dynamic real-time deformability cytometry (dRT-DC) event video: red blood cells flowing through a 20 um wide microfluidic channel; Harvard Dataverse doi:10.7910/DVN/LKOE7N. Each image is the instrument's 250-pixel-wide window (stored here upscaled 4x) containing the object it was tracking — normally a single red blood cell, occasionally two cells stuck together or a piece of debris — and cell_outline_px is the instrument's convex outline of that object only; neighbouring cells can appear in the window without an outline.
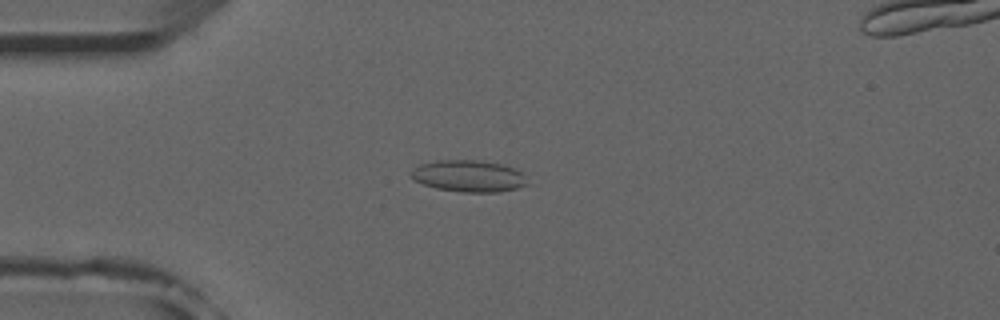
{"species": "common noctule bat (a hibernating species)", "species_latin": "Nyctalus noctula", "temperature_condition": "room temperature", "stored_images_in_passage": 53, "segment_of_instrument_passage": [1, 2], "camera_frame_rate_fps": 3000, "um_per_image_px": 0.085, "animal": {"sex": "male", "forearm_length_mm": 52.5}, "frame": {"image": 1, "passage_image": 13, "time_ms": 4.0, "image_size_px": [1000, 320], "cell_outline_px": [[528, 184], [516, 188], [500, 192], [464, 192], [436, 188], [412, 180], [408, 172], [412, 168], [420, 164], [436, 160], [476, 160], [500, 164], [516, 168], [520, 172]], "centroid_in_image_um": [39.77, 14.96], "position_along_channel_um": 45.2, "area_um2": 21.5}}
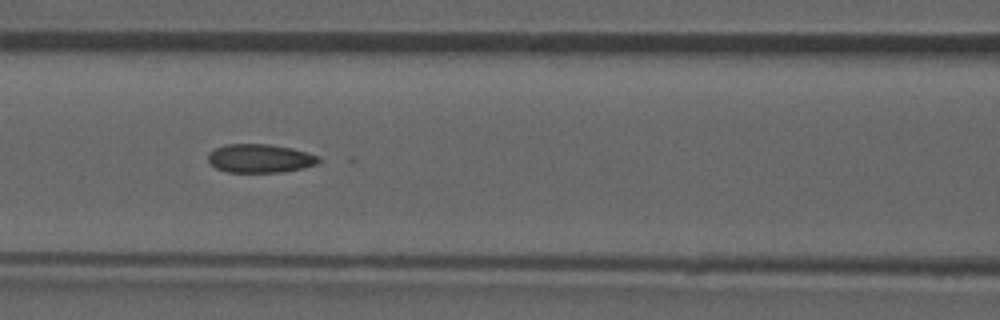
{"frame": {"image": 2, "passage_image": 22, "time_ms": 7.0, "image_size_px": [1000, 320], "cell_outline_px": [[320, 160], [316, 164], [284, 172], [228, 172], [216, 168], [208, 160], [208, 152], [224, 144], [268, 144], [292, 148], [320, 156]], "centroid_in_image_um": [22.08, 13.46], "position_along_channel_um": 144.5, "area_um2": 18.38}}
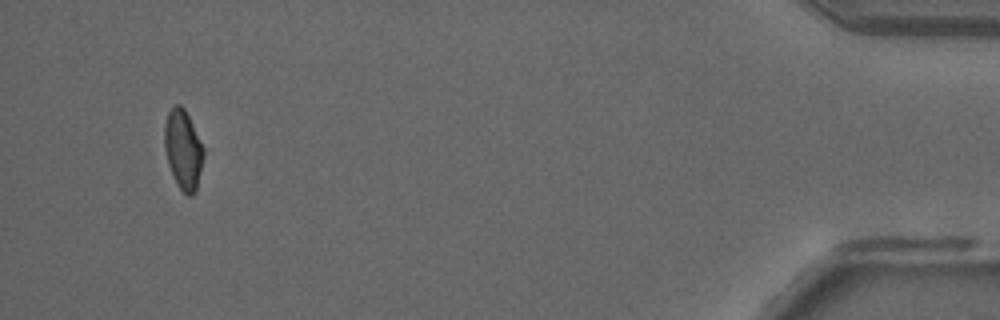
{"frame": {"image": 3, "passage_image": 49, "time_ms": 16.0, "image_size_px": [1000, 320], "cell_outline_px": [[204, 156], [196, 188], [192, 196], [188, 196], [176, 184], [172, 176], [168, 164], [164, 148], [164, 124], [168, 112], [176, 104], [180, 104], [184, 108], [204, 148]], "centroid_in_image_um": [15.55, 12.72], "position_along_channel_um": 419.7, "area_um2": 18.03}}